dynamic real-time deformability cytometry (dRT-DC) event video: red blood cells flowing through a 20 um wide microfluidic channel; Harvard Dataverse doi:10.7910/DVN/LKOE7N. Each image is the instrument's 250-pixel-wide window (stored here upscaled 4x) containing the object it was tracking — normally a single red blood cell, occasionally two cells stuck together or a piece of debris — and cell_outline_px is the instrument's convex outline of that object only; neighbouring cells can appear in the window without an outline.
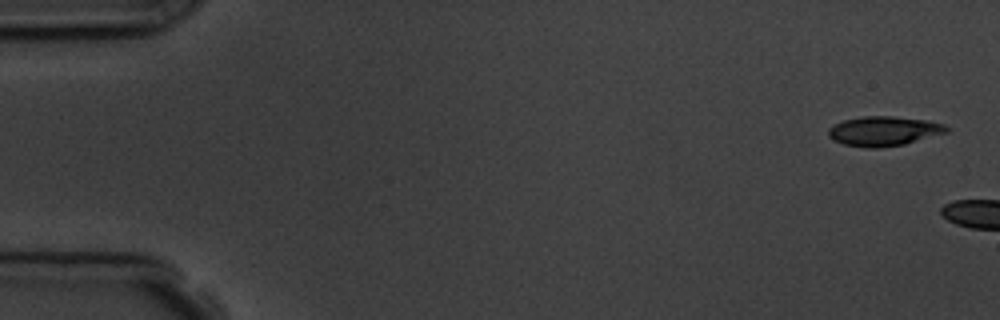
{"species": "common noctule bat (a hibernating species)", "species_latin": "Nyctalus noctula", "temperature_condition": "room temperature", "stored_images_in_passage": 3, "camera_frame_rate_fps": 3000, "um_per_image_px": 0.085, "animal": {"sex": "male", "body_mass_g": 19.5, "forearm_length_mm": 54.6}, "frame": {"image": 1, "passage_image": 1, "time_ms": 0.0, "image_size_px": [1000, 320], "cell_outline_px": [[948, 132], [904, 144], [876, 148], [868, 148], [844, 144], [828, 136], [828, 128], [844, 120], [864, 116], [892, 116], [924, 120], [944, 124], [948, 128]], "centroid_in_image_um": [75.12, 11.14], "position_along_channel_um": 9.9, "area_um2": 20.06}}